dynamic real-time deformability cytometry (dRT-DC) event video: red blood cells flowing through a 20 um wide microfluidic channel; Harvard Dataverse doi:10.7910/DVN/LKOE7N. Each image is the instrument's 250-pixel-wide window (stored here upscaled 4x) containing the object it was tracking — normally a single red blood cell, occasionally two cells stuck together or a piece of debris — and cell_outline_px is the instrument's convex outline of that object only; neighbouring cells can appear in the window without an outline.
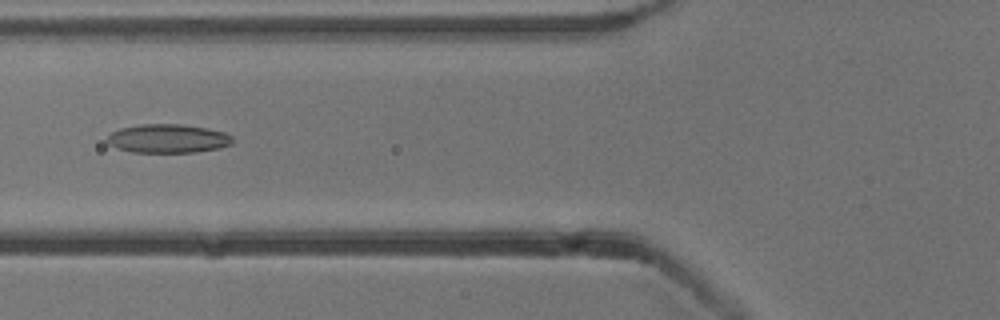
{"species": "common noctule bat (a hibernating species)", "species_latin": "Nyctalus noctula", "temperature_condition": "cold", "stored_images_in_passage": 54, "camera_frame_rate_fps": 3000, "um_per_image_px": 0.085, "animal": {"sex": "male", "body_mass_g": 13.3}, "frame": {"image": 1, "passage_image": 21, "time_ms": 6.667, "image_size_px": [1000, 320], "cell_outline_px": [[232, 144], [220, 148], [196, 152], [132, 152], [116, 148], [108, 144], [108, 136], [112, 132], [120, 128], [140, 124], [184, 124], [208, 128], [224, 132], [232, 136]], "centroid_in_image_um": [14.29, 11.77], "position_along_channel_um": 111.5, "area_um2": 21.1}}
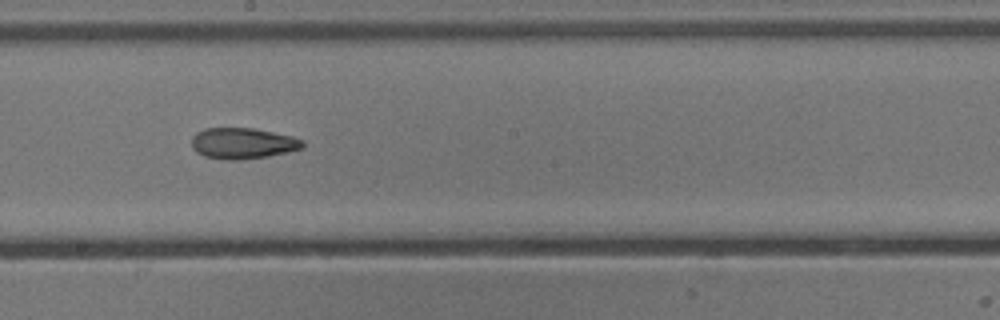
{"frame": {"image": 2, "passage_image": 30, "time_ms": 9.667, "image_size_px": [1000, 320], "cell_outline_px": [[304, 148], [288, 152], [268, 156], [240, 160], [228, 160], [204, 156], [196, 152], [192, 148], [192, 136], [196, 132], [204, 128], [252, 128], [292, 136], [304, 140]], "centroid_in_image_um": [20.63, 12.18], "position_along_channel_um": 227.6, "area_um2": 20.17}}
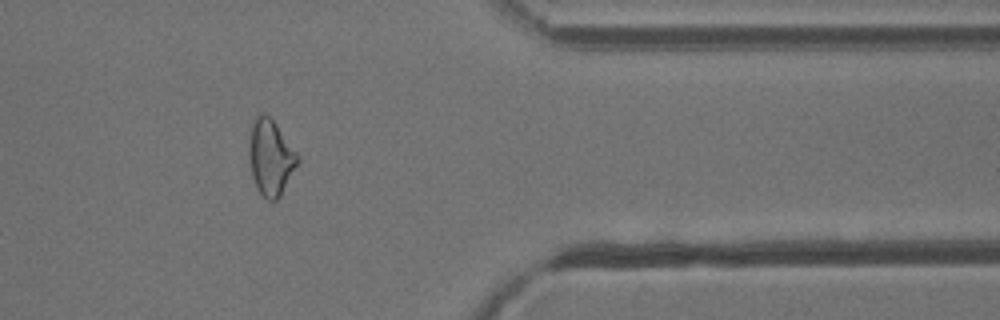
{"frame": {"image": 3, "passage_image": 44, "time_ms": 14.333, "image_size_px": [1000, 320], "cell_outline_px": [[300, 160], [280, 196], [276, 200], [268, 200], [260, 192], [252, 176], [248, 156], [248, 140], [252, 124], [256, 116], [260, 112], [264, 112], [276, 124], [300, 156]], "centroid_in_image_um": [22.99, 13.35], "position_along_channel_um": 388.4, "area_um2": 21.44}, "authors_computed_cell_mechanics": {"area_um2": 21.4149, "velocity_mm_per_s": 3.8467, "shape_relaxation_time_tau1_ms": null, "shape_relaxation_time_tau2_ms": 4.2099, "deformation_change_tau1": null, "deformation_change_tau2": 0.1221}}